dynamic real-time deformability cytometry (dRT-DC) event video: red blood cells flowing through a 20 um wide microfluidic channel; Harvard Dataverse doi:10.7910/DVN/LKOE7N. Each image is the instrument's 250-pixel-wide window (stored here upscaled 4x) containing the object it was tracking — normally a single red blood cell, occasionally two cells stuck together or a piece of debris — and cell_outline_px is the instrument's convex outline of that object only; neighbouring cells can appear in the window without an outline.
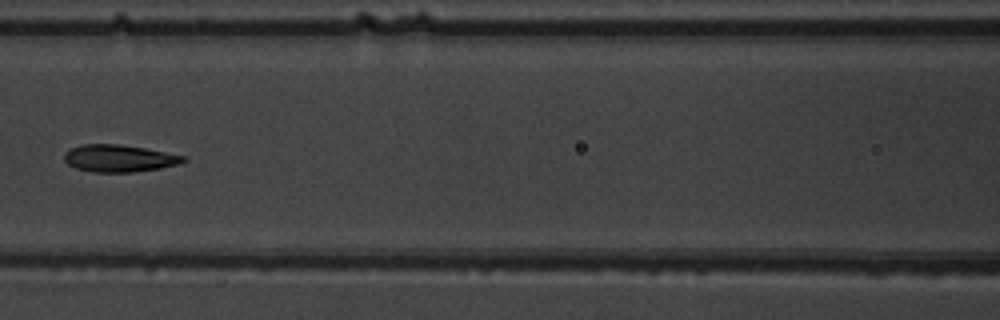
{"species": "common noctule bat (a hibernating species)", "species_latin": "Nyctalus noctula", "temperature_condition": "warm", "stored_images_in_passage": 7, "camera_frame_rate_fps": 3000, "um_per_image_px": 0.085, "animal": {"sex": "male", "body_mass_g": 19.5, "forearm_length_mm": 54.6}, "frame": {"image": 1, "passage_image": 7, "time_ms": 7.0, "image_size_px": [1000, 320], "cell_outline_px": [[188, 160], [180, 164], [160, 168], [132, 172], [96, 172], [76, 168], [68, 164], [64, 160], [64, 152], [80, 144], [120, 144], [144, 148], [184, 156]], "centroid_in_image_um": [10.12, 13.45], "position_along_channel_um": 156.5, "area_um2": 18.79}}